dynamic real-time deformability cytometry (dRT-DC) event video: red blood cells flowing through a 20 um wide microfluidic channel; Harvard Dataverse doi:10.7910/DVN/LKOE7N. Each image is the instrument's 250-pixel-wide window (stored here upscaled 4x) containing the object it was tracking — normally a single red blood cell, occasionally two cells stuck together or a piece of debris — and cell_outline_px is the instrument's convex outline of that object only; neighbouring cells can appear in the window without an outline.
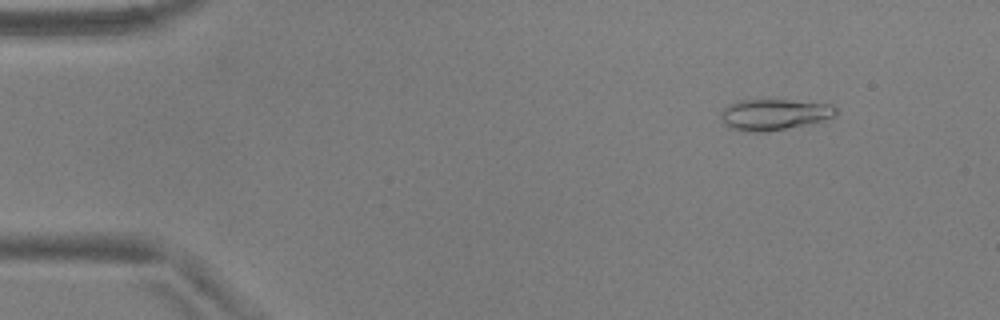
{"species": "common noctule bat (a hibernating species)", "species_latin": "Nyctalus noctula", "temperature_condition": "warm", "stored_images_in_passage": 50, "camera_frame_rate_fps": 3000, "um_per_image_px": 0.085, "animal": {"sex": "male", "body_mass_g": 17.9, "forearm_length_mm": 54.2}, "frame": {"image": 1, "passage_image": 2, "time_ms": 0.333, "image_size_px": [1000, 320], "cell_outline_px": [[836, 116], [812, 124], [768, 132], [748, 132], [728, 128], [724, 124], [720, 116], [720, 112], [724, 108], [736, 100], [788, 100], [832, 104], [836, 108]], "centroid_in_image_um": [65.8, 9.75], "position_along_channel_um": 19.2, "area_um2": 21.21}}
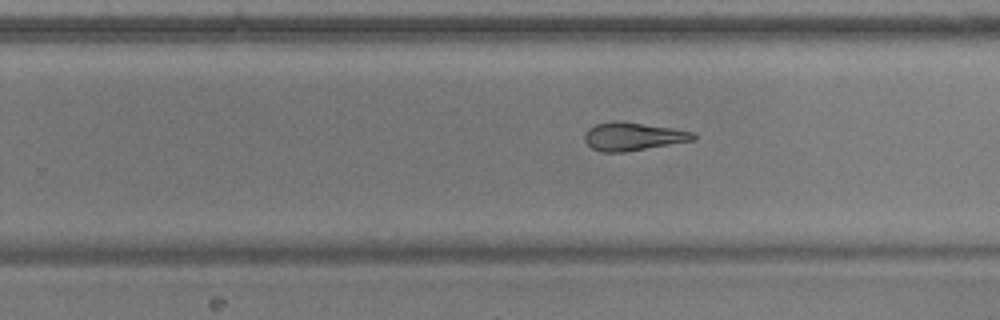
{"frame": {"image": 2, "passage_image": 30, "time_ms": 9.667, "image_size_px": [1000, 320], "cell_outline_px": [[696, 140], [624, 152], [600, 152], [592, 148], [584, 140], [584, 132], [588, 128], [596, 124], [616, 120], [620, 120], [672, 128], [692, 132], [696, 136]], "centroid_in_image_um": [53.77, 11.59], "position_along_channel_um": 276.0, "area_um2": 17.92}}
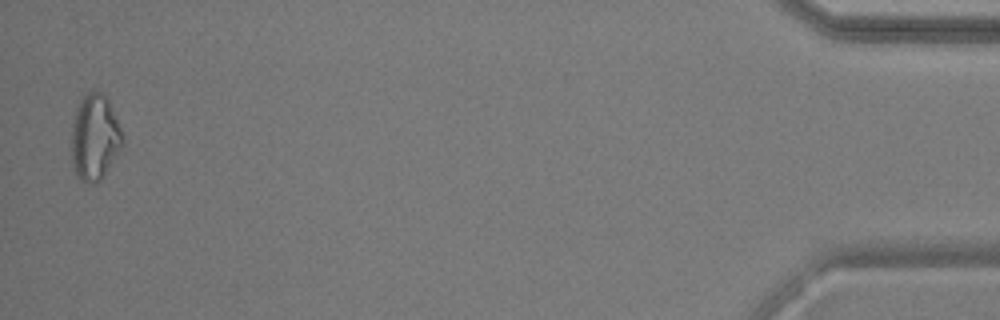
{"frame": {"image": 3, "passage_image": 49, "time_ms": 16.0, "image_size_px": [1000, 320], "cell_outline_px": [[124, 144], [120, 152], [104, 176], [96, 184], [88, 184], [80, 180], [76, 176], [72, 160], [72, 124], [76, 108], [84, 92], [92, 88], [100, 92], [108, 100], [120, 128], [124, 140]], "centroid_in_image_um": [8.05, 11.68], "position_along_channel_um": 427.1, "area_um2": 25.95}, "authors_computed_cell_mechanics": {"area_um2": 19.2474, "velocity_mm_per_s": 3.7389, "shape_relaxation_time_tau1_ms": 6.4567, "shape_relaxation_time_tau2_ms": 3.4545, "deformation_change_tau1": 0.1779, "deformation_change_tau2": 0.1285}}